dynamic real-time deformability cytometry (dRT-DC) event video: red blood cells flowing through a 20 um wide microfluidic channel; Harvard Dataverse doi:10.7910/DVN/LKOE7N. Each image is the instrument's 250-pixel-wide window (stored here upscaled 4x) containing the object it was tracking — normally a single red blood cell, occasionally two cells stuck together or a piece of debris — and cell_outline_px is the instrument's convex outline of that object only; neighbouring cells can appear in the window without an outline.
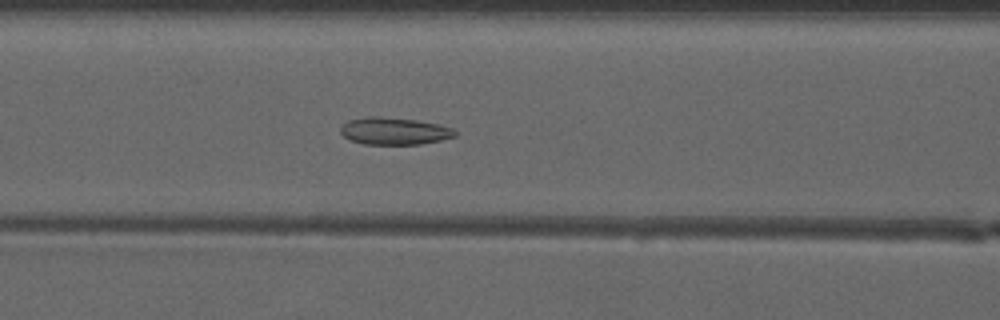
{"species": "common noctule bat (a hibernating species)", "species_latin": "Nyctalus noctula", "temperature_condition": "warm", "stored_images_in_passage": 35, "camera_frame_rate_fps": 3000, "um_per_image_px": 0.085, "animal": {"sex": "male", "forearm_length_mm": 52.5}, "frame": {"image": 1, "passage_image": 7, "time_ms": 2.0, "image_size_px": [1000, 320], "cell_outline_px": [[456, 136], [440, 140], [420, 144], [364, 144], [352, 140], [344, 136], [340, 132], [340, 128], [348, 120], [368, 116], [380, 116], [416, 120], [440, 124], [452, 128], [456, 132]], "centroid_in_image_um": [33.51, 11.13], "position_along_channel_um": 133.1, "area_um2": 18.09}}
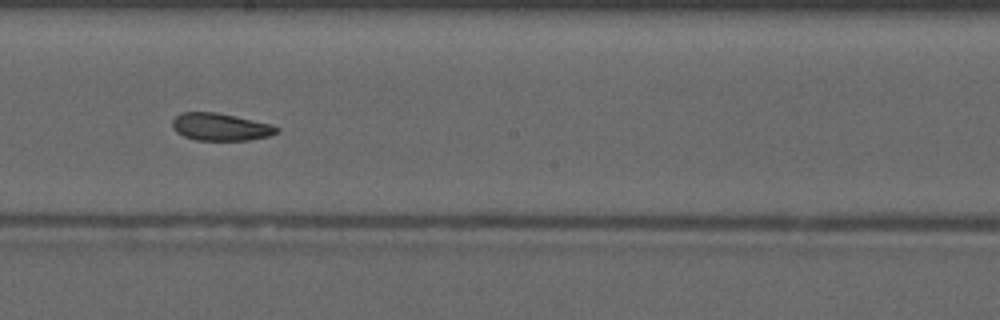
{"frame": {"image": 2, "passage_image": 14, "time_ms": 4.333, "image_size_px": [1000, 320], "cell_outline_px": [[280, 132], [272, 136], [248, 140], [196, 140], [184, 136], [176, 132], [172, 128], [172, 120], [180, 112], [216, 112], [236, 116], [272, 124], [280, 128]], "centroid_in_image_um": [18.77, 10.79], "position_along_channel_um": 229.4, "area_um2": 16.94}}
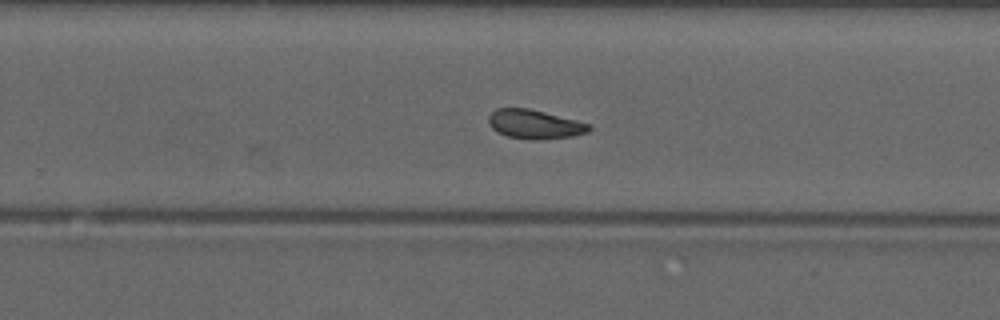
{"frame": {"image": 3, "passage_image": 18, "time_ms": 5.667, "image_size_px": [1000, 320], "cell_outline_px": [[592, 128], [588, 132], [572, 136], [532, 140], [508, 136], [496, 132], [488, 124], [488, 116], [496, 108], [528, 108], [592, 124]], "centroid_in_image_um": [45.43, 10.56], "position_along_channel_um": 284.4, "area_um2": 16.99}, "authors_computed_cell_mechanics": {"area_um2": 17.2244, "velocity_mm_per_s": 4.1386, "shape_relaxation_time_tau1_ms": null, "shape_relaxation_time_tau2_ms": 2.5103, "deformation_change_tau1": null, "deformation_change_tau2": 0.086}}